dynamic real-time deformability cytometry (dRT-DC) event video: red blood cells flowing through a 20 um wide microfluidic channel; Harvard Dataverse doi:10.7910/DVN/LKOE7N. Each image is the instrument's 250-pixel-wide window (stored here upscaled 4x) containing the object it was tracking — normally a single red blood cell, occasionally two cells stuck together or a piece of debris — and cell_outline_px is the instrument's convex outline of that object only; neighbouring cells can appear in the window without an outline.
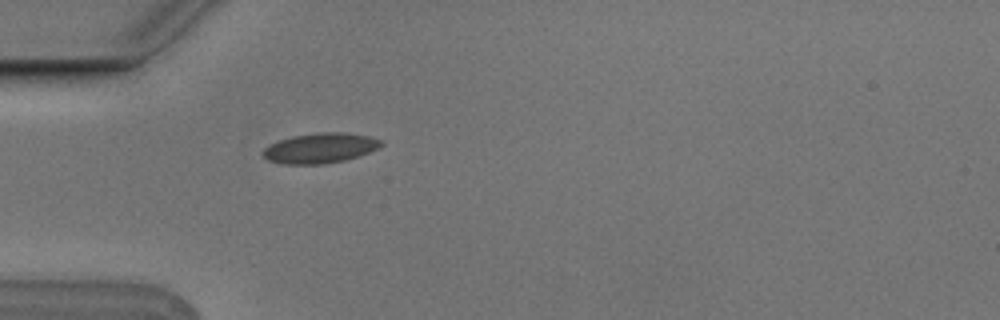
{"species": "Egyptian fruit bat (a non-hibernating species)", "species_latin": "Rousettus aegyptiacus", "temperature_condition": "cold", "stored_images_in_passage": 2, "camera_frame_rate_fps": 3000, "um_per_image_px": 0.085, "animal": {"sex": "male"}, "frame": {"image": 1, "passage_image": 2, "time_ms": 0.333, "image_size_px": [1000, 320], "cell_outline_px": [[384, 144], [380, 148], [344, 160], [324, 164], [284, 164], [268, 160], [260, 152], [264, 148], [280, 140], [292, 136], [320, 132], [344, 132], [368, 136], [384, 140]], "centroid_in_image_um": [27.24, 12.58], "position_along_channel_um": 57.8, "area_um2": 20.69}}